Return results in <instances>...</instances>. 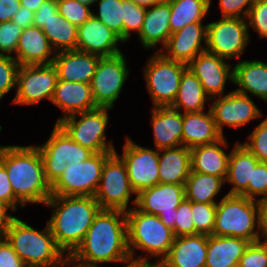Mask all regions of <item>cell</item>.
<instances>
[{
  "label": "cell",
  "mask_w": 267,
  "mask_h": 267,
  "mask_svg": "<svg viewBox=\"0 0 267 267\" xmlns=\"http://www.w3.org/2000/svg\"><path fill=\"white\" fill-rule=\"evenodd\" d=\"M195 235L191 201L184 199L175 210L174 237Z\"/></svg>",
  "instance_id": "obj_44"
},
{
  "label": "cell",
  "mask_w": 267,
  "mask_h": 267,
  "mask_svg": "<svg viewBox=\"0 0 267 267\" xmlns=\"http://www.w3.org/2000/svg\"><path fill=\"white\" fill-rule=\"evenodd\" d=\"M249 241L231 236H208L205 267H236Z\"/></svg>",
  "instance_id": "obj_32"
},
{
  "label": "cell",
  "mask_w": 267,
  "mask_h": 267,
  "mask_svg": "<svg viewBox=\"0 0 267 267\" xmlns=\"http://www.w3.org/2000/svg\"><path fill=\"white\" fill-rule=\"evenodd\" d=\"M212 235L243 238L250 243L260 241L256 201L240 195L225 194L216 204Z\"/></svg>",
  "instance_id": "obj_6"
},
{
  "label": "cell",
  "mask_w": 267,
  "mask_h": 267,
  "mask_svg": "<svg viewBox=\"0 0 267 267\" xmlns=\"http://www.w3.org/2000/svg\"><path fill=\"white\" fill-rule=\"evenodd\" d=\"M232 67L234 66L227 60L207 51L198 54L187 64V68L196 75L210 98L225 95V85L234 83Z\"/></svg>",
  "instance_id": "obj_18"
},
{
  "label": "cell",
  "mask_w": 267,
  "mask_h": 267,
  "mask_svg": "<svg viewBox=\"0 0 267 267\" xmlns=\"http://www.w3.org/2000/svg\"><path fill=\"white\" fill-rule=\"evenodd\" d=\"M110 108H96L61 119L57 124L68 136L93 153L115 152L112 140L107 142L106 129Z\"/></svg>",
  "instance_id": "obj_7"
},
{
  "label": "cell",
  "mask_w": 267,
  "mask_h": 267,
  "mask_svg": "<svg viewBox=\"0 0 267 267\" xmlns=\"http://www.w3.org/2000/svg\"><path fill=\"white\" fill-rule=\"evenodd\" d=\"M58 12L57 0L44 1L35 12L33 25L42 28L46 21Z\"/></svg>",
  "instance_id": "obj_51"
},
{
  "label": "cell",
  "mask_w": 267,
  "mask_h": 267,
  "mask_svg": "<svg viewBox=\"0 0 267 267\" xmlns=\"http://www.w3.org/2000/svg\"><path fill=\"white\" fill-rule=\"evenodd\" d=\"M170 16L171 7L168 0L146 8L145 19L138 35L142 47L151 50L158 44H162L156 52H160L165 47L171 35Z\"/></svg>",
  "instance_id": "obj_24"
},
{
  "label": "cell",
  "mask_w": 267,
  "mask_h": 267,
  "mask_svg": "<svg viewBox=\"0 0 267 267\" xmlns=\"http://www.w3.org/2000/svg\"><path fill=\"white\" fill-rule=\"evenodd\" d=\"M259 160L246 148L245 145L236 142L230 151L227 176L225 184H231L232 188L227 195H240L248 198V183L251 181L252 168Z\"/></svg>",
  "instance_id": "obj_30"
},
{
  "label": "cell",
  "mask_w": 267,
  "mask_h": 267,
  "mask_svg": "<svg viewBox=\"0 0 267 267\" xmlns=\"http://www.w3.org/2000/svg\"><path fill=\"white\" fill-rule=\"evenodd\" d=\"M0 161L7 170L15 197L24 205L45 204L52 196L36 144L0 145Z\"/></svg>",
  "instance_id": "obj_2"
},
{
  "label": "cell",
  "mask_w": 267,
  "mask_h": 267,
  "mask_svg": "<svg viewBox=\"0 0 267 267\" xmlns=\"http://www.w3.org/2000/svg\"><path fill=\"white\" fill-rule=\"evenodd\" d=\"M225 181L210 174L190 172L184 185L185 198L195 203L217 204L219 195Z\"/></svg>",
  "instance_id": "obj_34"
},
{
  "label": "cell",
  "mask_w": 267,
  "mask_h": 267,
  "mask_svg": "<svg viewBox=\"0 0 267 267\" xmlns=\"http://www.w3.org/2000/svg\"><path fill=\"white\" fill-rule=\"evenodd\" d=\"M250 34L246 19L221 17L207 23L206 51L227 61L239 59L250 43Z\"/></svg>",
  "instance_id": "obj_12"
},
{
  "label": "cell",
  "mask_w": 267,
  "mask_h": 267,
  "mask_svg": "<svg viewBox=\"0 0 267 267\" xmlns=\"http://www.w3.org/2000/svg\"><path fill=\"white\" fill-rule=\"evenodd\" d=\"M210 100L199 79L186 68L182 73L176 98L170 107L182 113L201 112L205 111V103Z\"/></svg>",
  "instance_id": "obj_33"
},
{
  "label": "cell",
  "mask_w": 267,
  "mask_h": 267,
  "mask_svg": "<svg viewBox=\"0 0 267 267\" xmlns=\"http://www.w3.org/2000/svg\"><path fill=\"white\" fill-rule=\"evenodd\" d=\"M242 143L260 161L267 163V117L254 128Z\"/></svg>",
  "instance_id": "obj_41"
},
{
  "label": "cell",
  "mask_w": 267,
  "mask_h": 267,
  "mask_svg": "<svg viewBox=\"0 0 267 267\" xmlns=\"http://www.w3.org/2000/svg\"><path fill=\"white\" fill-rule=\"evenodd\" d=\"M57 82L53 64L22 65L17 73L16 94L11 104L30 106L44 99L51 102Z\"/></svg>",
  "instance_id": "obj_14"
},
{
  "label": "cell",
  "mask_w": 267,
  "mask_h": 267,
  "mask_svg": "<svg viewBox=\"0 0 267 267\" xmlns=\"http://www.w3.org/2000/svg\"><path fill=\"white\" fill-rule=\"evenodd\" d=\"M42 31L56 53L75 50L77 47L78 27L62 17L59 12L46 21Z\"/></svg>",
  "instance_id": "obj_36"
},
{
  "label": "cell",
  "mask_w": 267,
  "mask_h": 267,
  "mask_svg": "<svg viewBox=\"0 0 267 267\" xmlns=\"http://www.w3.org/2000/svg\"><path fill=\"white\" fill-rule=\"evenodd\" d=\"M154 147L158 150L182 145L183 113L168 107H152Z\"/></svg>",
  "instance_id": "obj_25"
},
{
  "label": "cell",
  "mask_w": 267,
  "mask_h": 267,
  "mask_svg": "<svg viewBox=\"0 0 267 267\" xmlns=\"http://www.w3.org/2000/svg\"><path fill=\"white\" fill-rule=\"evenodd\" d=\"M171 7V34L188 24L203 22L207 17L212 0H168Z\"/></svg>",
  "instance_id": "obj_35"
},
{
  "label": "cell",
  "mask_w": 267,
  "mask_h": 267,
  "mask_svg": "<svg viewBox=\"0 0 267 267\" xmlns=\"http://www.w3.org/2000/svg\"><path fill=\"white\" fill-rule=\"evenodd\" d=\"M57 5L60 15L77 27L83 25L93 13L90 6L77 0H57Z\"/></svg>",
  "instance_id": "obj_40"
},
{
  "label": "cell",
  "mask_w": 267,
  "mask_h": 267,
  "mask_svg": "<svg viewBox=\"0 0 267 267\" xmlns=\"http://www.w3.org/2000/svg\"><path fill=\"white\" fill-rule=\"evenodd\" d=\"M159 183L185 185L191 172L190 148L183 145L159 150Z\"/></svg>",
  "instance_id": "obj_31"
},
{
  "label": "cell",
  "mask_w": 267,
  "mask_h": 267,
  "mask_svg": "<svg viewBox=\"0 0 267 267\" xmlns=\"http://www.w3.org/2000/svg\"><path fill=\"white\" fill-rule=\"evenodd\" d=\"M0 201L7 204L11 208L12 212L17 211L18 204L21 210H23L25 207L15 197L12 186L8 179L7 170L1 161H0Z\"/></svg>",
  "instance_id": "obj_49"
},
{
  "label": "cell",
  "mask_w": 267,
  "mask_h": 267,
  "mask_svg": "<svg viewBox=\"0 0 267 267\" xmlns=\"http://www.w3.org/2000/svg\"><path fill=\"white\" fill-rule=\"evenodd\" d=\"M187 65L153 53L143 68V77L153 107H168L176 98L182 73Z\"/></svg>",
  "instance_id": "obj_8"
},
{
  "label": "cell",
  "mask_w": 267,
  "mask_h": 267,
  "mask_svg": "<svg viewBox=\"0 0 267 267\" xmlns=\"http://www.w3.org/2000/svg\"><path fill=\"white\" fill-rule=\"evenodd\" d=\"M22 28L12 21L0 23V55L16 54Z\"/></svg>",
  "instance_id": "obj_43"
},
{
  "label": "cell",
  "mask_w": 267,
  "mask_h": 267,
  "mask_svg": "<svg viewBox=\"0 0 267 267\" xmlns=\"http://www.w3.org/2000/svg\"><path fill=\"white\" fill-rule=\"evenodd\" d=\"M224 136L219 132L210 110L183 113L182 145L192 148L198 145L212 144Z\"/></svg>",
  "instance_id": "obj_29"
},
{
  "label": "cell",
  "mask_w": 267,
  "mask_h": 267,
  "mask_svg": "<svg viewBox=\"0 0 267 267\" xmlns=\"http://www.w3.org/2000/svg\"><path fill=\"white\" fill-rule=\"evenodd\" d=\"M118 43L120 37L93 15L78 26L77 50L102 57H112L122 53Z\"/></svg>",
  "instance_id": "obj_20"
},
{
  "label": "cell",
  "mask_w": 267,
  "mask_h": 267,
  "mask_svg": "<svg viewBox=\"0 0 267 267\" xmlns=\"http://www.w3.org/2000/svg\"><path fill=\"white\" fill-rule=\"evenodd\" d=\"M19 67L13 56L0 55V102L5 94L16 88Z\"/></svg>",
  "instance_id": "obj_42"
},
{
  "label": "cell",
  "mask_w": 267,
  "mask_h": 267,
  "mask_svg": "<svg viewBox=\"0 0 267 267\" xmlns=\"http://www.w3.org/2000/svg\"><path fill=\"white\" fill-rule=\"evenodd\" d=\"M191 211L195 235H212L215 226L216 204L191 202Z\"/></svg>",
  "instance_id": "obj_38"
},
{
  "label": "cell",
  "mask_w": 267,
  "mask_h": 267,
  "mask_svg": "<svg viewBox=\"0 0 267 267\" xmlns=\"http://www.w3.org/2000/svg\"><path fill=\"white\" fill-rule=\"evenodd\" d=\"M126 136L123 153H115L125 163L128 179L136 194L159 184V150L146 148Z\"/></svg>",
  "instance_id": "obj_15"
},
{
  "label": "cell",
  "mask_w": 267,
  "mask_h": 267,
  "mask_svg": "<svg viewBox=\"0 0 267 267\" xmlns=\"http://www.w3.org/2000/svg\"><path fill=\"white\" fill-rule=\"evenodd\" d=\"M44 165L46 180L52 185L67 165H75L89 158L93 152L73 141L68 134L55 124L48 140L36 145Z\"/></svg>",
  "instance_id": "obj_10"
},
{
  "label": "cell",
  "mask_w": 267,
  "mask_h": 267,
  "mask_svg": "<svg viewBox=\"0 0 267 267\" xmlns=\"http://www.w3.org/2000/svg\"><path fill=\"white\" fill-rule=\"evenodd\" d=\"M233 66V85L238 86L234 90L247 96H256L267 104V63L239 59Z\"/></svg>",
  "instance_id": "obj_28"
},
{
  "label": "cell",
  "mask_w": 267,
  "mask_h": 267,
  "mask_svg": "<svg viewBox=\"0 0 267 267\" xmlns=\"http://www.w3.org/2000/svg\"><path fill=\"white\" fill-rule=\"evenodd\" d=\"M34 15L35 13L32 10L21 5L11 21L22 29H26L27 27L33 26Z\"/></svg>",
  "instance_id": "obj_54"
},
{
  "label": "cell",
  "mask_w": 267,
  "mask_h": 267,
  "mask_svg": "<svg viewBox=\"0 0 267 267\" xmlns=\"http://www.w3.org/2000/svg\"><path fill=\"white\" fill-rule=\"evenodd\" d=\"M227 142L224 136L215 143L190 148L191 172L214 175L225 181L230 156L225 151L229 146Z\"/></svg>",
  "instance_id": "obj_27"
},
{
  "label": "cell",
  "mask_w": 267,
  "mask_h": 267,
  "mask_svg": "<svg viewBox=\"0 0 267 267\" xmlns=\"http://www.w3.org/2000/svg\"><path fill=\"white\" fill-rule=\"evenodd\" d=\"M206 45L207 24L195 22L172 33L160 52L168 59L187 65L198 54L206 51Z\"/></svg>",
  "instance_id": "obj_19"
},
{
  "label": "cell",
  "mask_w": 267,
  "mask_h": 267,
  "mask_svg": "<svg viewBox=\"0 0 267 267\" xmlns=\"http://www.w3.org/2000/svg\"><path fill=\"white\" fill-rule=\"evenodd\" d=\"M240 267H267V247L262 241L250 243L239 261Z\"/></svg>",
  "instance_id": "obj_47"
},
{
  "label": "cell",
  "mask_w": 267,
  "mask_h": 267,
  "mask_svg": "<svg viewBox=\"0 0 267 267\" xmlns=\"http://www.w3.org/2000/svg\"><path fill=\"white\" fill-rule=\"evenodd\" d=\"M133 207L136 205L137 194L131 187L125 163L114 152L104 162L100 183L94 195L101 209L129 211L131 196Z\"/></svg>",
  "instance_id": "obj_9"
},
{
  "label": "cell",
  "mask_w": 267,
  "mask_h": 267,
  "mask_svg": "<svg viewBox=\"0 0 267 267\" xmlns=\"http://www.w3.org/2000/svg\"><path fill=\"white\" fill-rule=\"evenodd\" d=\"M44 1L46 0H20V3L35 13Z\"/></svg>",
  "instance_id": "obj_57"
},
{
  "label": "cell",
  "mask_w": 267,
  "mask_h": 267,
  "mask_svg": "<svg viewBox=\"0 0 267 267\" xmlns=\"http://www.w3.org/2000/svg\"><path fill=\"white\" fill-rule=\"evenodd\" d=\"M125 213L131 260L159 265L173 244V231L163 224L159 216L145 213L136 206ZM136 250L143 253L136 257Z\"/></svg>",
  "instance_id": "obj_4"
},
{
  "label": "cell",
  "mask_w": 267,
  "mask_h": 267,
  "mask_svg": "<svg viewBox=\"0 0 267 267\" xmlns=\"http://www.w3.org/2000/svg\"><path fill=\"white\" fill-rule=\"evenodd\" d=\"M114 152L93 153L83 162L67 165L51 185L55 196H94L100 183L105 160Z\"/></svg>",
  "instance_id": "obj_11"
},
{
  "label": "cell",
  "mask_w": 267,
  "mask_h": 267,
  "mask_svg": "<svg viewBox=\"0 0 267 267\" xmlns=\"http://www.w3.org/2000/svg\"><path fill=\"white\" fill-rule=\"evenodd\" d=\"M77 1L91 7V6H94L97 0H77Z\"/></svg>",
  "instance_id": "obj_60"
},
{
  "label": "cell",
  "mask_w": 267,
  "mask_h": 267,
  "mask_svg": "<svg viewBox=\"0 0 267 267\" xmlns=\"http://www.w3.org/2000/svg\"><path fill=\"white\" fill-rule=\"evenodd\" d=\"M130 1L136 3L137 5H141L144 7H151L155 3H158V2L163 1V0H130Z\"/></svg>",
  "instance_id": "obj_59"
},
{
  "label": "cell",
  "mask_w": 267,
  "mask_h": 267,
  "mask_svg": "<svg viewBox=\"0 0 267 267\" xmlns=\"http://www.w3.org/2000/svg\"><path fill=\"white\" fill-rule=\"evenodd\" d=\"M267 195V163L258 162L252 168L251 181L248 183V198L258 199Z\"/></svg>",
  "instance_id": "obj_46"
},
{
  "label": "cell",
  "mask_w": 267,
  "mask_h": 267,
  "mask_svg": "<svg viewBox=\"0 0 267 267\" xmlns=\"http://www.w3.org/2000/svg\"><path fill=\"white\" fill-rule=\"evenodd\" d=\"M9 209L12 211L7 204L0 201V238H5L10 223L16 217L8 213Z\"/></svg>",
  "instance_id": "obj_55"
},
{
  "label": "cell",
  "mask_w": 267,
  "mask_h": 267,
  "mask_svg": "<svg viewBox=\"0 0 267 267\" xmlns=\"http://www.w3.org/2000/svg\"><path fill=\"white\" fill-rule=\"evenodd\" d=\"M95 4H98V11L92 15L123 41L124 0H97Z\"/></svg>",
  "instance_id": "obj_37"
},
{
  "label": "cell",
  "mask_w": 267,
  "mask_h": 267,
  "mask_svg": "<svg viewBox=\"0 0 267 267\" xmlns=\"http://www.w3.org/2000/svg\"><path fill=\"white\" fill-rule=\"evenodd\" d=\"M256 0H219L221 17L246 19Z\"/></svg>",
  "instance_id": "obj_48"
},
{
  "label": "cell",
  "mask_w": 267,
  "mask_h": 267,
  "mask_svg": "<svg viewBox=\"0 0 267 267\" xmlns=\"http://www.w3.org/2000/svg\"><path fill=\"white\" fill-rule=\"evenodd\" d=\"M95 267L81 264L75 261L71 256H66L57 267Z\"/></svg>",
  "instance_id": "obj_56"
},
{
  "label": "cell",
  "mask_w": 267,
  "mask_h": 267,
  "mask_svg": "<svg viewBox=\"0 0 267 267\" xmlns=\"http://www.w3.org/2000/svg\"><path fill=\"white\" fill-rule=\"evenodd\" d=\"M51 207L48 226L57 246L70 256L83 241L101 210L94 196H55L44 204Z\"/></svg>",
  "instance_id": "obj_3"
},
{
  "label": "cell",
  "mask_w": 267,
  "mask_h": 267,
  "mask_svg": "<svg viewBox=\"0 0 267 267\" xmlns=\"http://www.w3.org/2000/svg\"><path fill=\"white\" fill-rule=\"evenodd\" d=\"M20 6V0H0V23L11 21Z\"/></svg>",
  "instance_id": "obj_53"
},
{
  "label": "cell",
  "mask_w": 267,
  "mask_h": 267,
  "mask_svg": "<svg viewBox=\"0 0 267 267\" xmlns=\"http://www.w3.org/2000/svg\"><path fill=\"white\" fill-rule=\"evenodd\" d=\"M146 8L130 0H124L123 42L130 40L131 33L139 35L146 15Z\"/></svg>",
  "instance_id": "obj_39"
},
{
  "label": "cell",
  "mask_w": 267,
  "mask_h": 267,
  "mask_svg": "<svg viewBox=\"0 0 267 267\" xmlns=\"http://www.w3.org/2000/svg\"><path fill=\"white\" fill-rule=\"evenodd\" d=\"M185 199L184 185L159 183L137 194L136 207L160 217L174 234L175 210Z\"/></svg>",
  "instance_id": "obj_17"
},
{
  "label": "cell",
  "mask_w": 267,
  "mask_h": 267,
  "mask_svg": "<svg viewBox=\"0 0 267 267\" xmlns=\"http://www.w3.org/2000/svg\"><path fill=\"white\" fill-rule=\"evenodd\" d=\"M0 267H27L6 238H0Z\"/></svg>",
  "instance_id": "obj_50"
},
{
  "label": "cell",
  "mask_w": 267,
  "mask_h": 267,
  "mask_svg": "<svg viewBox=\"0 0 267 267\" xmlns=\"http://www.w3.org/2000/svg\"><path fill=\"white\" fill-rule=\"evenodd\" d=\"M156 264L149 263V262H141V261H133L130 260L125 263L123 267H156Z\"/></svg>",
  "instance_id": "obj_58"
},
{
  "label": "cell",
  "mask_w": 267,
  "mask_h": 267,
  "mask_svg": "<svg viewBox=\"0 0 267 267\" xmlns=\"http://www.w3.org/2000/svg\"><path fill=\"white\" fill-rule=\"evenodd\" d=\"M100 58L75 49L57 52L52 64L57 70L58 80L90 84Z\"/></svg>",
  "instance_id": "obj_22"
},
{
  "label": "cell",
  "mask_w": 267,
  "mask_h": 267,
  "mask_svg": "<svg viewBox=\"0 0 267 267\" xmlns=\"http://www.w3.org/2000/svg\"><path fill=\"white\" fill-rule=\"evenodd\" d=\"M210 102L209 108L218 130L223 136H225L223 132L225 126L237 129L252 120L263 117V113L250 96L235 90L223 96L211 98Z\"/></svg>",
  "instance_id": "obj_16"
},
{
  "label": "cell",
  "mask_w": 267,
  "mask_h": 267,
  "mask_svg": "<svg viewBox=\"0 0 267 267\" xmlns=\"http://www.w3.org/2000/svg\"><path fill=\"white\" fill-rule=\"evenodd\" d=\"M75 261L89 266L125 264L131 260L127 243L126 213L101 209L95 216L83 241L70 255Z\"/></svg>",
  "instance_id": "obj_1"
},
{
  "label": "cell",
  "mask_w": 267,
  "mask_h": 267,
  "mask_svg": "<svg viewBox=\"0 0 267 267\" xmlns=\"http://www.w3.org/2000/svg\"><path fill=\"white\" fill-rule=\"evenodd\" d=\"M208 235L175 237L160 267H205Z\"/></svg>",
  "instance_id": "obj_21"
},
{
  "label": "cell",
  "mask_w": 267,
  "mask_h": 267,
  "mask_svg": "<svg viewBox=\"0 0 267 267\" xmlns=\"http://www.w3.org/2000/svg\"><path fill=\"white\" fill-rule=\"evenodd\" d=\"M55 54L42 28L33 25L22 30L13 57L20 66L38 65L52 64Z\"/></svg>",
  "instance_id": "obj_26"
},
{
  "label": "cell",
  "mask_w": 267,
  "mask_h": 267,
  "mask_svg": "<svg viewBox=\"0 0 267 267\" xmlns=\"http://www.w3.org/2000/svg\"><path fill=\"white\" fill-rule=\"evenodd\" d=\"M248 28H252L259 39H267V0H256L246 18Z\"/></svg>",
  "instance_id": "obj_45"
},
{
  "label": "cell",
  "mask_w": 267,
  "mask_h": 267,
  "mask_svg": "<svg viewBox=\"0 0 267 267\" xmlns=\"http://www.w3.org/2000/svg\"><path fill=\"white\" fill-rule=\"evenodd\" d=\"M262 240H263L262 242L264 243V245L267 247V237L263 238Z\"/></svg>",
  "instance_id": "obj_61"
},
{
  "label": "cell",
  "mask_w": 267,
  "mask_h": 267,
  "mask_svg": "<svg viewBox=\"0 0 267 267\" xmlns=\"http://www.w3.org/2000/svg\"><path fill=\"white\" fill-rule=\"evenodd\" d=\"M127 58L123 53L100 58L90 82L92 96L97 107L113 109L128 80Z\"/></svg>",
  "instance_id": "obj_13"
},
{
  "label": "cell",
  "mask_w": 267,
  "mask_h": 267,
  "mask_svg": "<svg viewBox=\"0 0 267 267\" xmlns=\"http://www.w3.org/2000/svg\"><path fill=\"white\" fill-rule=\"evenodd\" d=\"M258 207L260 241L267 237V195L255 200Z\"/></svg>",
  "instance_id": "obj_52"
},
{
  "label": "cell",
  "mask_w": 267,
  "mask_h": 267,
  "mask_svg": "<svg viewBox=\"0 0 267 267\" xmlns=\"http://www.w3.org/2000/svg\"><path fill=\"white\" fill-rule=\"evenodd\" d=\"M5 238L27 267H57L66 257L57 246L48 223L39 231L15 217Z\"/></svg>",
  "instance_id": "obj_5"
},
{
  "label": "cell",
  "mask_w": 267,
  "mask_h": 267,
  "mask_svg": "<svg viewBox=\"0 0 267 267\" xmlns=\"http://www.w3.org/2000/svg\"><path fill=\"white\" fill-rule=\"evenodd\" d=\"M51 103L57 106L63 114L57 118L55 124L67 116L98 108L89 83L64 80H58Z\"/></svg>",
  "instance_id": "obj_23"
}]
</instances>
